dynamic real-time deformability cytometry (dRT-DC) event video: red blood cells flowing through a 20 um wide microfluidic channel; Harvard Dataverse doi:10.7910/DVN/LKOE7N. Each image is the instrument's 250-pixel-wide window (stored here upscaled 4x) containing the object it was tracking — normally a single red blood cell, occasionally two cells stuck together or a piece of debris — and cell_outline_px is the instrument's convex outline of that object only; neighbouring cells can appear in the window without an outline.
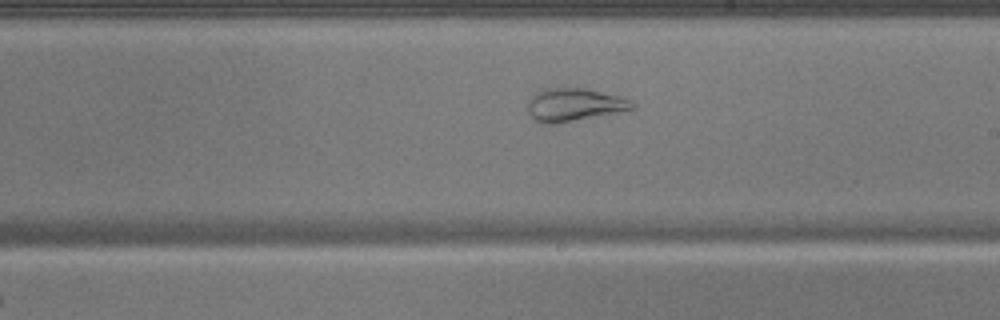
{"species": "common noctule bat (a hibernating species)", "species_latin": "Nyctalus noctula", "temperature_condition": "warm", "stored_images_in_passage": 37, "camera_frame_rate_fps": 3000, "um_per_image_px": 0.085, "animal": {"sex": "male", "body_mass_g": 17.9}, "frame": {"image": 1, "passage_image": 16, "time_ms": 5.0, "image_size_px": [1000, 320], "cell_outline_px": [[636, 108], [556, 124], [544, 124], [536, 120], [528, 112], [528, 100], [536, 92], [544, 88], [588, 88], [620, 96], [636, 104]], "centroid_in_image_um": [48.79, 8.89], "position_along_channel_um": 240.2, "area_um2": 20.0}}
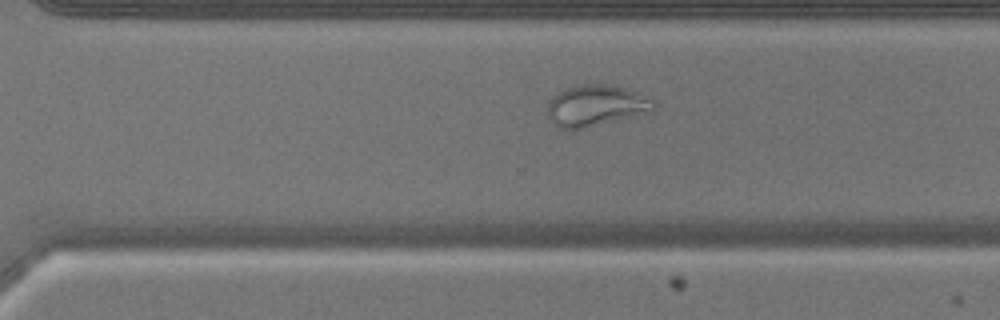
{"frame": {"image": 2, "passage_image": 22, "time_ms": 7.0, "image_size_px": [1000, 320], "cell_outline_px": [[656, 108], [652, 112], [580, 128], [564, 128], [556, 124], [548, 116], [548, 100], [556, 92], [564, 88], [580, 84], [604, 84], [624, 88], [636, 92], [652, 100], [656, 104]], "centroid_in_image_um": [50.64, 8.94], "position_along_channel_um": 320.0, "area_um2": 25.09}}